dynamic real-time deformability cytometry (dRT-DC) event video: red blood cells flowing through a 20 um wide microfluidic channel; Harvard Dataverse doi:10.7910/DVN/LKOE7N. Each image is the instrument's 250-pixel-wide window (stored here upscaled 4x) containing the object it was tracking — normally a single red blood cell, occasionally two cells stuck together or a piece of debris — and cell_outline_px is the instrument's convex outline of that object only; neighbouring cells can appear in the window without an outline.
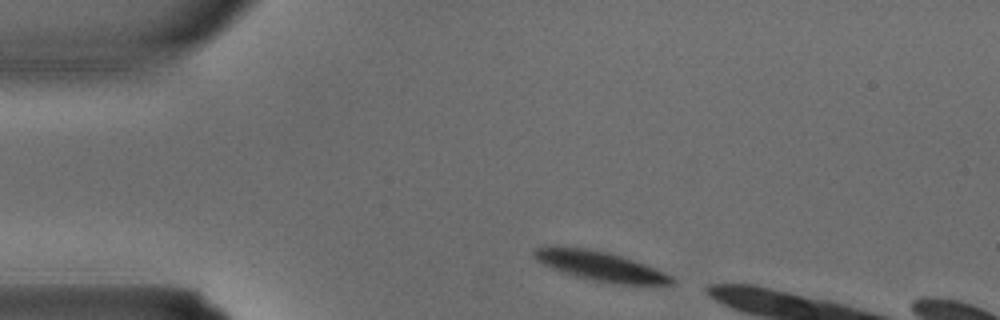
{"species": "common noctule bat (a hibernating species)", "species_latin": "Nyctalus noctula", "temperature_condition": "warm", "stored_images_in_passage": 2, "camera_frame_rate_fps": 3000, "um_per_image_px": 0.085, "animal": {"sex": "male", "body_mass_g": 15.6}, "frame": {"image": 1, "passage_image": 1, "time_ms": 0.0, "image_size_px": [1000, 320], "cell_outline_px": [[676, 284], [620, 284], [596, 280], [576, 276], [552, 268], [536, 260], [532, 256], [532, 252], [536, 248], [556, 244], [584, 248], [608, 252], [644, 264], [664, 272], [672, 276], [676, 280]], "centroid_in_image_um": [50.98, 22.59], "position_along_channel_um": 34.0, "area_um2": 23.52}}